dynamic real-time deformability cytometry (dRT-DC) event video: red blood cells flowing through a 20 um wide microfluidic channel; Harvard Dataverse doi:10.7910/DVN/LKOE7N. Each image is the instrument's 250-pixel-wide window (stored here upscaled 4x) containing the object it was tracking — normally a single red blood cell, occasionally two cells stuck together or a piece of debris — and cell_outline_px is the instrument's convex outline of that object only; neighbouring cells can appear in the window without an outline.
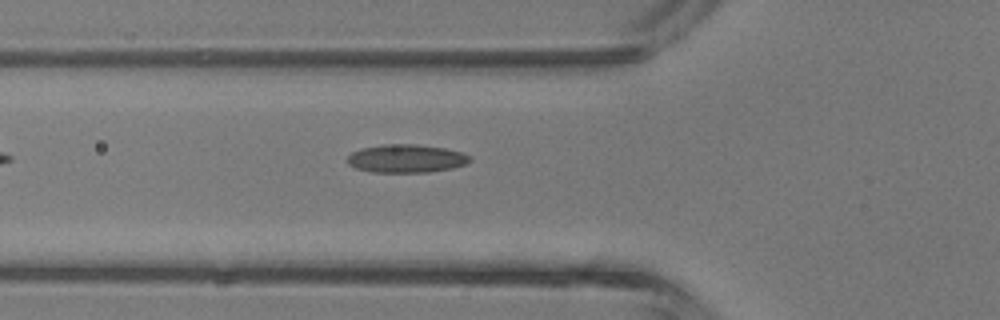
{"species": "common noctule bat (a hibernating species)", "species_latin": "Nyctalus noctula", "temperature_condition": "room temperature", "stored_images_in_passage": 29, "camera_frame_rate_fps": 3000, "um_per_image_px": 0.085, "animal": {"sex": "male", "body_mass_g": 13.3}, "frame": {"image": 1, "passage_image": 3, "time_ms": 0.667, "image_size_px": [1000, 320], "cell_outline_px": [[472, 160], [464, 164], [452, 168], [428, 172], [372, 172], [356, 168], [348, 164], [348, 156], [352, 152], [360, 148], [384, 144], [416, 144], [444, 148], [460, 152], [472, 156]], "centroid_in_image_um": [34.52, 13.47], "position_along_channel_um": 91.3, "area_um2": 20.11}}
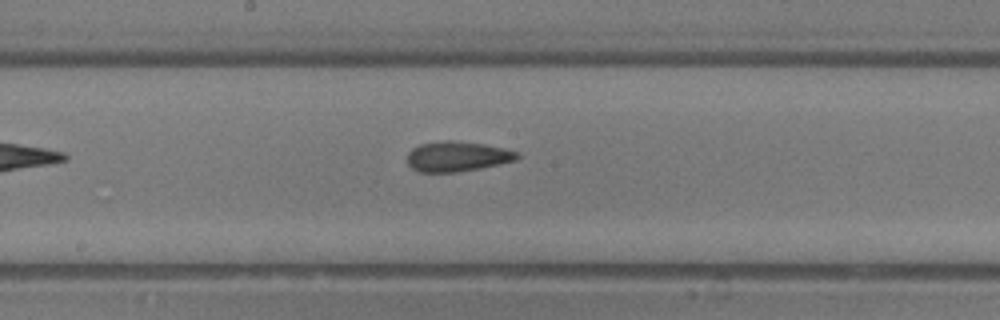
{"frame": {"image": 2, "passage_image": 10, "time_ms": 3.0, "image_size_px": [1000, 320], "cell_outline_px": [[520, 156], [516, 160], [500, 164], [480, 168], [456, 172], [420, 172], [412, 168], [408, 164], [408, 152], [412, 148], [420, 144], [444, 140], [452, 140], [484, 144], [504, 148], [520, 152]], "centroid_in_image_um": [38.88, 13.29], "position_along_channel_um": 209.3, "area_um2": 19.36}}
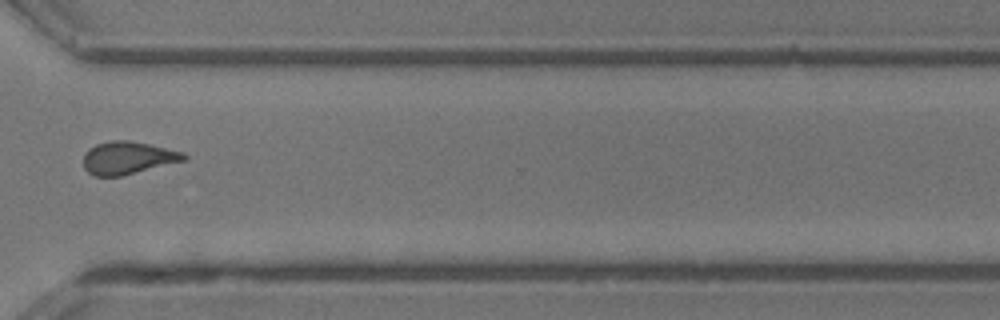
{"frame": {"image": 3, "passage_image": 19, "time_ms": 6.0, "image_size_px": [1000, 320], "cell_outline_px": [[188, 156], [184, 160], [120, 176], [96, 176], [88, 172], [84, 168], [84, 152], [88, 148], [96, 144], [112, 140], [128, 140], [148, 144], [184, 152]], "centroid_in_image_um": [10.83, 13.4], "position_along_channel_um": 359.8, "area_um2": 18.9}}